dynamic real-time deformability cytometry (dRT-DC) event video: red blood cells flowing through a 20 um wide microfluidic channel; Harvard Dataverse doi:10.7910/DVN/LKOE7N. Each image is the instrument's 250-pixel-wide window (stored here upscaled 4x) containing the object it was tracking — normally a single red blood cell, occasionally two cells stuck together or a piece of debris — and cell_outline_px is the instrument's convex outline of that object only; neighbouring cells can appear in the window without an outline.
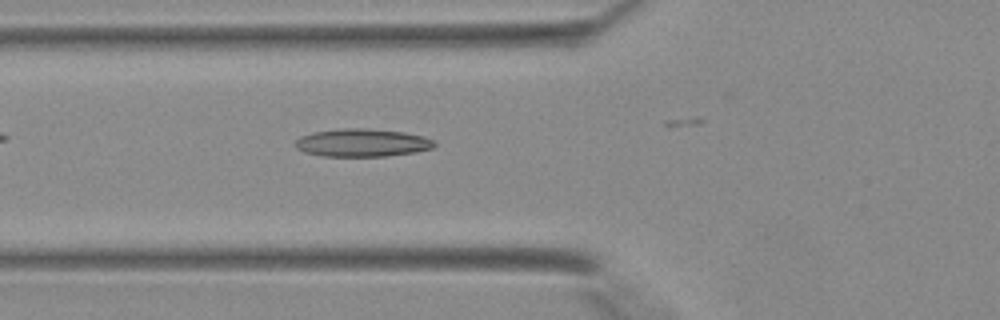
{"species": "Egyptian fruit bat (a non-hibernating species)", "species_latin": "Rousettus aegyptiacus", "temperature_condition": "warm", "stored_images_in_passage": 15, "camera_frame_rate_fps": 3000, "um_per_image_px": 0.085, "animal": {"sex": "female"}, "frame": {"image": 1, "passage_image": 4, "time_ms": 1.0, "image_size_px": [1000, 320], "cell_outline_px": [[436, 144], [432, 148], [416, 152], [388, 156], [324, 156], [304, 152], [296, 148], [296, 140], [304, 136], [316, 132], [340, 128], [368, 128], [404, 132], [424, 136], [432, 140]], "centroid_in_image_um": [30.83, 12.13], "position_along_channel_um": 95.0, "area_um2": 22.48}}
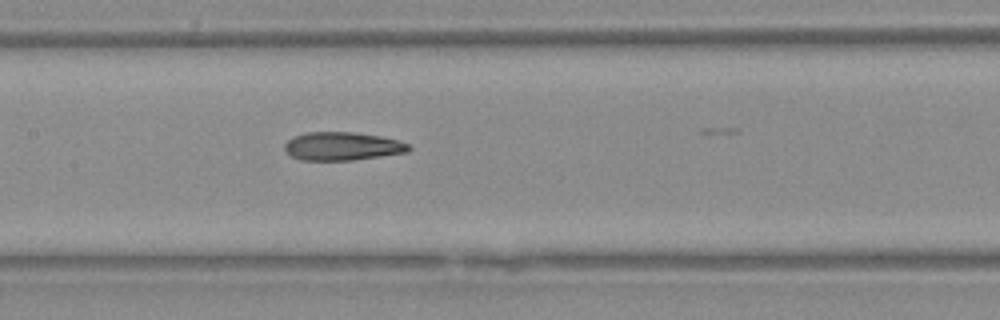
{"frame": {"image": 2, "passage_image": 9, "time_ms": 2.667, "image_size_px": [1000, 320], "cell_outline_px": [[412, 148], [408, 152], [352, 160], [300, 160], [292, 156], [284, 148], [284, 144], [292, 136], [304, 132], [356, 132], [380, 136], [396, 140], [408, 144]], "centroid_in_image_um": [29.07, 12.42], "position_along_channel_um": 178.3, "area_um2": 20.46}}
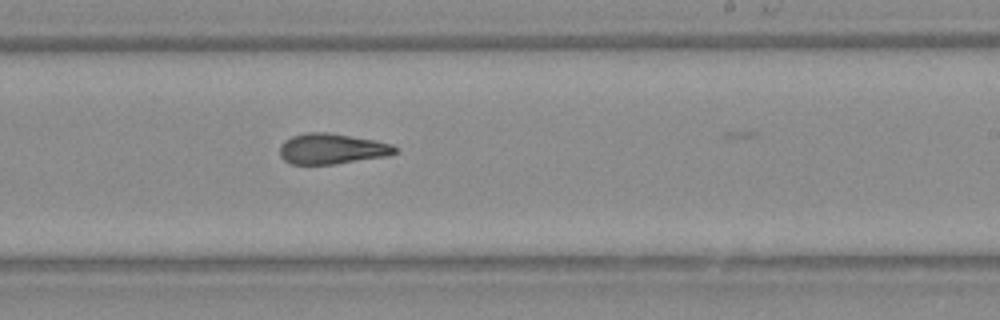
{"frame": {"image": 3, "passage_image": 14, "time_ms": 4.333, "image_size_px": [1000, 320], "cell_outline_px": [[396, 152], [388, 156], [336, 164], [292, 164], [284, 160], [280, 156], [280, 144], [284, 140], [292, 136], [304, 132], [324, 132], [376, 140], [392, 144], [396, 148]], "centroid_in_image_um": [28.19, 12.65], "position_along_channel_um": 260.8, "area_um2": 20.58}}